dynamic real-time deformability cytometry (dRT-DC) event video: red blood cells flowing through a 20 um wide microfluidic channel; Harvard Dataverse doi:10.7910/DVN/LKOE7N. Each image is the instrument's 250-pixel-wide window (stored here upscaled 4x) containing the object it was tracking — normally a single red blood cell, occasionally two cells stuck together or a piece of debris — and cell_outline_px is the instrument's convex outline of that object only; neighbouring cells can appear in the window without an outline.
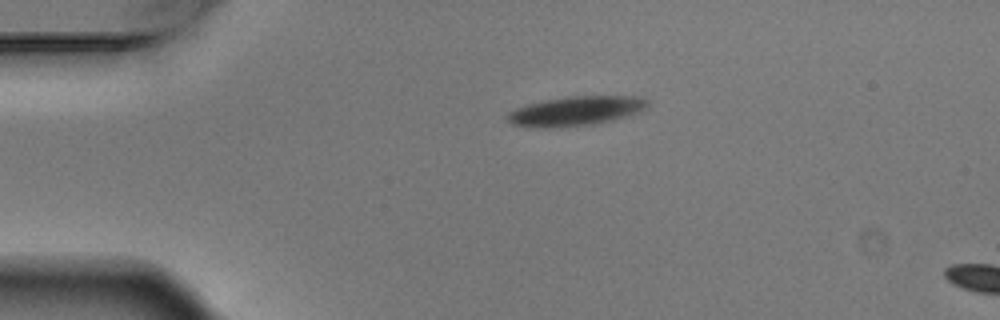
{"species": "Egyptian fruit bat (a non-hibernating species)", "species_latin": "Rousettus aegyptiacus", "temperature_condition": "warm", "stored_images_in_passage": 2, "segment_of_instrument_passage": [1, 2], "camera_frame_rate_fps": 3000, "um_per_image_px": 0.085, "animal": {"sex": "male"}, "frame": {"image": 1, "passage_image": 1, "time_ms": 0.0, "image_size_px": [1000, 320], "cell_outline_px": [[648, 108], [612, 120], [592, 124], [548, 128], [536, 128], [512, 124], [508, 120], [508, 112], [516, 108], [528, 104], [548, 100], [572, 96], [636, 96], [648, 100]], "centroid_in_image_um": [48.94, 9.44], "position_along_channel_um": 36.1, "area_um2": 23.64}}